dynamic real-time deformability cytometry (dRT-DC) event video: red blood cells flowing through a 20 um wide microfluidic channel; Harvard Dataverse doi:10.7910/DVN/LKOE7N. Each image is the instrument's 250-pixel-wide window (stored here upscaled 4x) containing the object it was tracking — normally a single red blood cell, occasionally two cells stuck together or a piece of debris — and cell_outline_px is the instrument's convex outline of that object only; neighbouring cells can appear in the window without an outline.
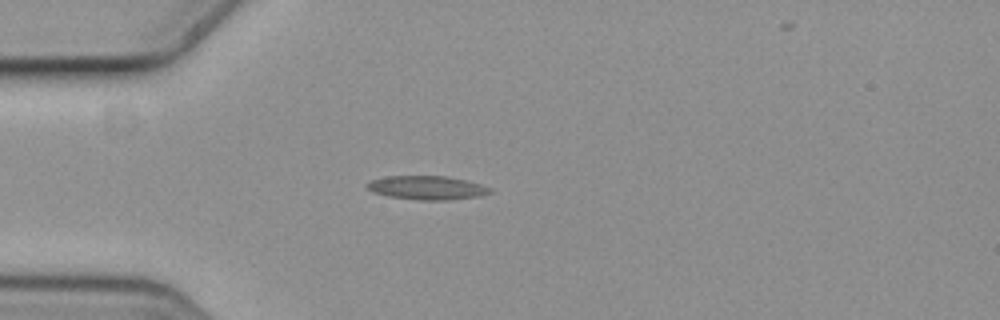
{"species": "common noctule bat (a hibernating species)", "species_latin": "Nyctalus noctula", "temperature_condition": "cold", "stored_images_in_passage": 5, "camera_frame_rate_fps": 3000, "um_per_image_px": 0.085, "animal": {"sex": "female", "body_mass_g": 19.3, "forearm_length_mm": 54.1}, "frame": {"image": 1, "passage_image": 4, "time_ms": 1.0, "image_size_px": [1000, 320], "cell_outline_px": [[492, 192], [480, 196], [448, 200], [420, 200], [388, 196], [372, 192], [364, 184], [372, 180], [388, 176], [448, 176], [480, 184], [492, 188]], "centroid_in_image_um": [36.3, 15.96], "position_along_channel_um": 48.7, "area_um2": 16.99}}